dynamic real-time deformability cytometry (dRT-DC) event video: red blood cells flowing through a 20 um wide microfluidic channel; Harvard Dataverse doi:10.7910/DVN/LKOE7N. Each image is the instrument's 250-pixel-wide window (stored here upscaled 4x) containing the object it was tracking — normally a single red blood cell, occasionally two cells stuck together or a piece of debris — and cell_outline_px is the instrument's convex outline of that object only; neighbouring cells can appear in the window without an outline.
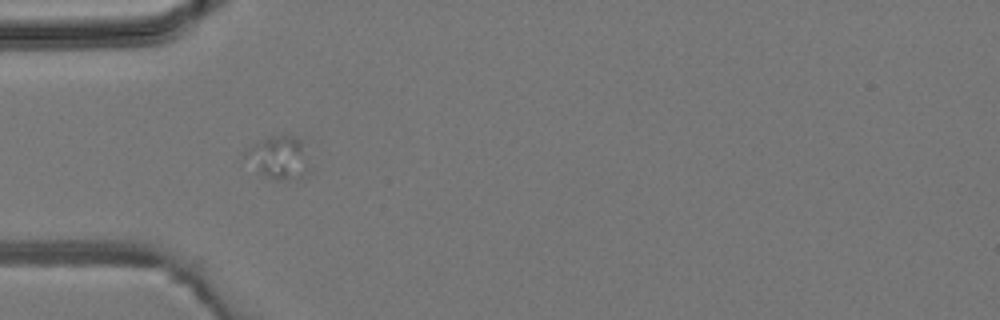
{"species": "common noctule bat (a hibernating species)", "species_latin": "Nyctalus noctula", "temperature_condition": "room temperature", "stored_images_in_passage": 7, "camera_frame_rate_fps": 3000, "um_per_image_px": 0.085, "animal": {"sex": "male", "body_mass_g": 19.2, "forearm_length_mm": 51.8}, "frame": {"image": 1, "passage_image": 5, "time_ms": 4.667, "image_size_px": [1000, 320], "cell_outline_px": [[312, 172], [300, 180], [276, 180], [264, 176], [260, 172], [248, 152], [248, 148], [252, 144], [268, 136], [292, 136], [300, 140]], "centroid_in_image_um": [23.84, 13.44], "position_along_channel_um": 61.2, "area_um2": 15.49}}
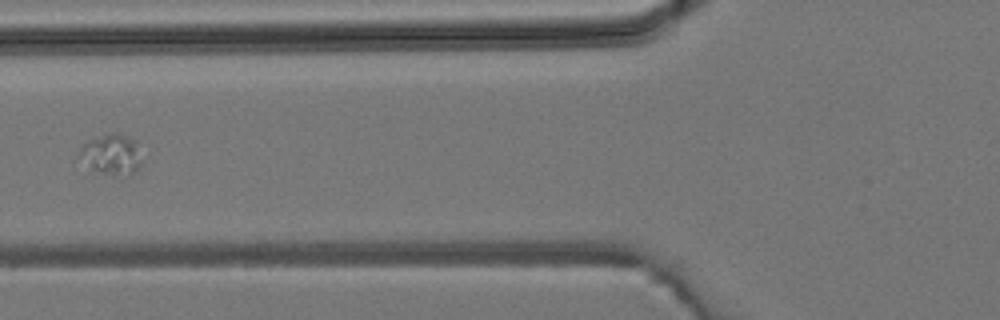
{"frame": {"image": 2, "passage_image": 6, "time_ms": 6.0, "image_size_px": [1000, 320], "cell_outline_px": [[140, 164], [136, 172], [104, 172], [92, 168], [76, 156], [76, 152], [88, 140], [112, 132], [116, 132], [128, 136], [136, 140]], "centroid_in_image_um": [9.42, 13.04], "position_along_channel_um": 116.4, "area_um2": 14.05}}
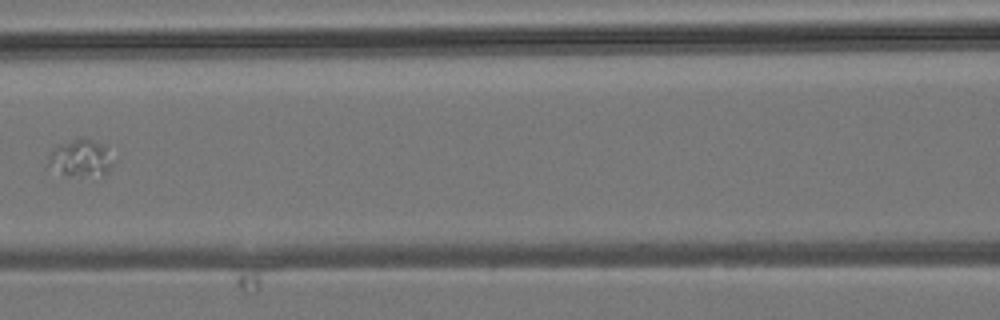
{"frame": {"image": 3, "passage_image": 7, "time_ms": 7.0, "image_size_px": [1000, 320], "cell_outline_px": [[112, 164], [108, 172], [104, 176], [64, 172], [48, 164], [48, 160], [52, 152], [60, 144], [84, 136], [92, 140], [104, 148]], "centroid_in_image_um": [6.88, 13.4], "position_along_channel_um": 159.7, "area_um2": 12.77}}